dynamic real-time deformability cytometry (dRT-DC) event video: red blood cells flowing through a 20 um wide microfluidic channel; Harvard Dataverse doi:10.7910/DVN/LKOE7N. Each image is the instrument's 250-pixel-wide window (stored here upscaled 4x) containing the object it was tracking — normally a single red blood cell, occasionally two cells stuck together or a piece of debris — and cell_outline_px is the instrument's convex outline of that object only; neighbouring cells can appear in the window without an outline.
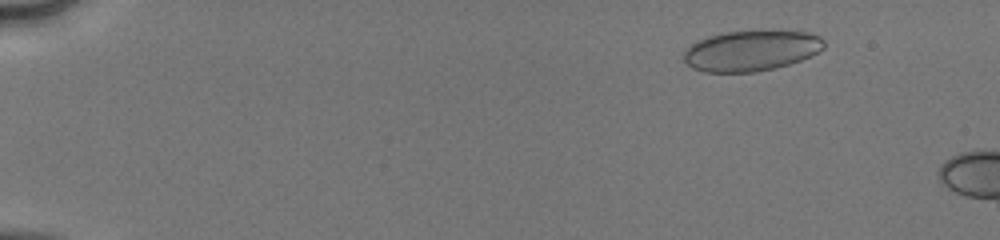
{"species": "human", "species_latin": "Homo sapiens", "temperature_condition": "cold", "stored_images_in_passage": 11, "camera_frame_rate_fps": 3000, "um_per_image_px": 0.085, "donor": {"sex": "male"}, "frame": {"image": 1, "passage_image": 7, "time_ms": 2.0, "image_size_px": [1000, 240], "cell_outline_px": [[824, 48], [800, 60], [788, 64], [756, 72], [704, 72], [692, 68], [684, 60], [684, 52], [696, 40], [708, 36], [724, 32], [808, 32], [820, 36], [824, 40]], "centroid_in_image_um": [63.81, 4.32], "position_along_channel_um": 21.2, "area_um2": 32.6}}